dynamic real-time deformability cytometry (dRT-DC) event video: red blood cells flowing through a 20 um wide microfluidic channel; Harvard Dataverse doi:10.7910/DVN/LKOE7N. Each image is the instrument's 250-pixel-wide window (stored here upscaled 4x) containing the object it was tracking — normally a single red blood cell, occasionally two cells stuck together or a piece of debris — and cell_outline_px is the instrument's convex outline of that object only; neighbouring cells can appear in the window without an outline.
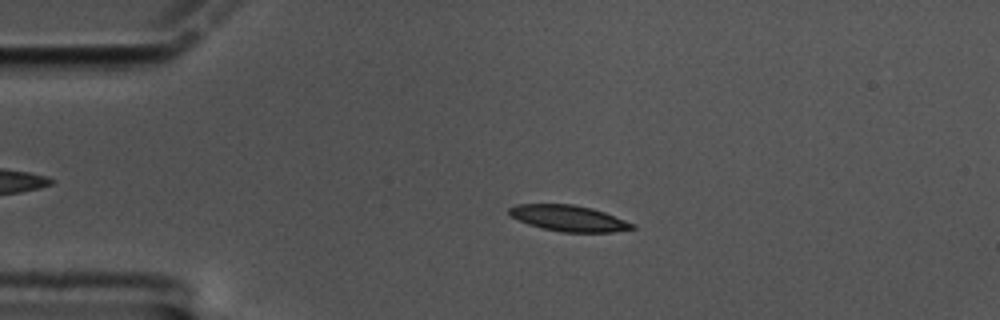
{"species": "common noctule bat (a hibernating species)", "species_latin": "Nyctalus noctula", "temperature_condition": "cold", "stored_images_in_passage": 61, "camera_frame_rate_fps": 3000, "um_per_image_px": 0.085, "animal": {"sex": "male", "body_mass_g": 17.5, "forearm_length_mm": 52.3}, "frame": {"image": 1, "passage_image": 14, "time_ms": 4.333, "image_size_px": [1000, 320], "cell_outline_px": [[636, 228], [612, 232], [560, 232], [528, 224], [512, 216], [508, 212], [508, 208], [516, 204], [572, 204], [592, 208], [604, 212], [636, 224]], "centroid_in_image_um": [48.36, 18.55], "position_along_channel_um": 36.6, "area_um2": 18.55}}
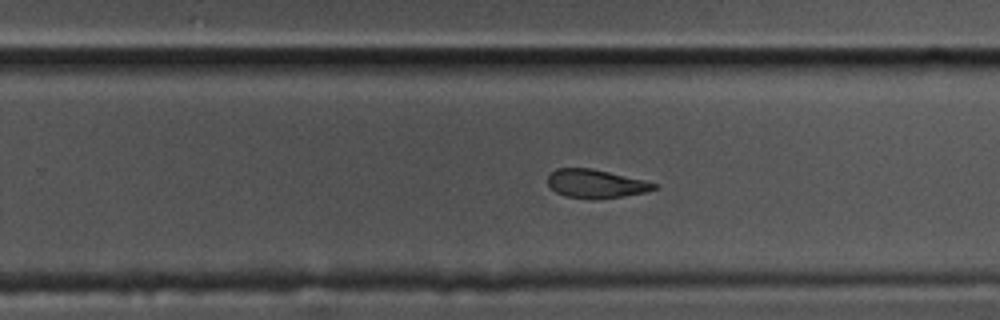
{"frame": {"image": 2, "passage_image": 39, "time_ms": 12.667, "image_size_px": [1000, 320], "cell_outline_px": [[660, 184], [656, 188], [648, 192], [624, 196], [592, 200], [564, 196], [556, 192], [548, 184], [548, 176], [556, 168], [592, 168], [644, 180]], "centroid_in_image_um": [50.67, 15.63], "position_along_channel_um": 279.1, "area_um2": 17.86}}
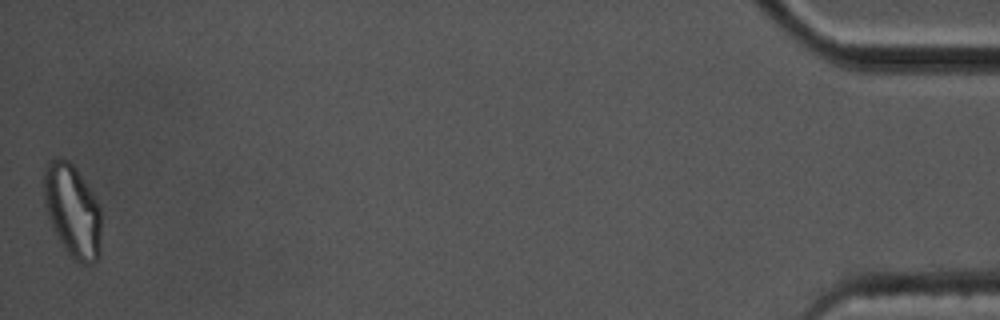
{"frame": {"image": 3, "passage_image": 61, "time_ms": 20.0, "image_size_px": [1000, 320], "cell_outline_px": [[100, 256], [92, 264], [80, 264], [72, 260], [64, 248], [52, 228], [44, 204], [44, 168], [48, 160], [68, 160], [76, 168], [96, 200], [100, 208]], "centroid_in_image_um": [6.15, 17.97], "position_along_channel_um": 429.1, "area_um2": 31.04}, "authors_computed_cell_mechanics": {"area_um2": 18.6694, "velocity_mm_per_s": 3.3231, "shape_relaxation_time_tau1_ms": 8.1634, "shape_relaxation_time_tau2_ms": 2.5102, "deformation_change_tau1": 0.1818, "deformation_change_tau2": 0.0962}}